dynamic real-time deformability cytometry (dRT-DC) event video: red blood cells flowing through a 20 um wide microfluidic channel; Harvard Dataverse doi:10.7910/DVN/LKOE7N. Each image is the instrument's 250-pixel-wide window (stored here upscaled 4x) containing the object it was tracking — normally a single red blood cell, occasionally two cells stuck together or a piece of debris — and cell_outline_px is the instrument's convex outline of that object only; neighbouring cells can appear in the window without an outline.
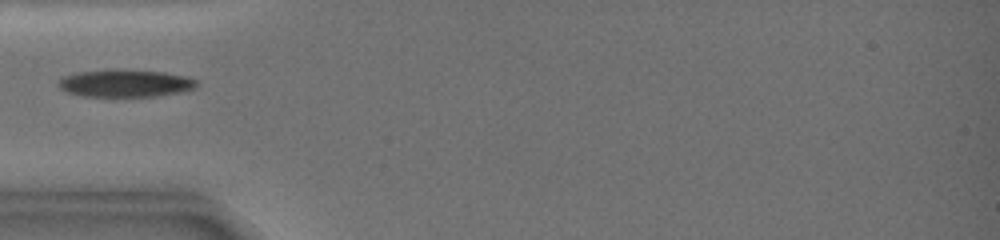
{"species": "common noctule bat (a hibernating species)", "species_latin": "Nyctalus noctula", "temperature_condition": "warm", "stored_images_in_passage": 6, "camera_frame_rate_fps": 3000, "um_per_image_px": 0.085, "animal": {"sex": "female", "body_mass_g": 19.0, "forearm_length_mm": 51.5}, "frame": {"image": 1, "passage_image": 5, "time_ms": 3.0, "image_size_px": [1000, 240], "cell_outline_px": [[196, 84], [188, 88], [168, 92], [144, 96], [92, 96], [72, 92], [64, 88], [60, 84], [60, 80], [64, 76], [80, 72], [160, 72], [180, 76], [196, 80]], "centroid_in_image_um": [10.58, 7.09], "position_along_channel_um": 74.4, "area_um2": 19.48}}